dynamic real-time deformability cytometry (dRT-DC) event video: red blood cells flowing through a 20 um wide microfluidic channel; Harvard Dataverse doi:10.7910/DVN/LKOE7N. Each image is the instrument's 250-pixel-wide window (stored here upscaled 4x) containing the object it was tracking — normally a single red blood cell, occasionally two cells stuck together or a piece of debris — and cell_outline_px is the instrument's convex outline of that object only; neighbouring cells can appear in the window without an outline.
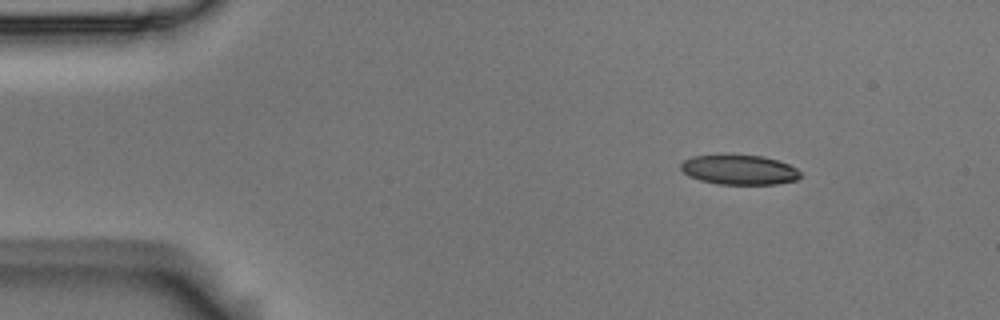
{"species": "Egyptian fruit bat (a non-hibernating species)", "species_latin": "Rousettus aegyptiacus", "temperature_condition": "room temperature", "stored_images_in_passage": 3, "camera_frame_rate_fps": 3000, "um_per_image_px": 0.085, "animal": {"sex": "male"}, "frame": {"image": 1, "passage_image": 1, "time_ms": 0.0, "image_size_px": [1000, 320], "cell_outline_px": [[800, 176], [796, 180], [776, 184], [716, 184], [700, 180], [688, 176], [680, 168], [680, 164], [684, 160], [692, 156], [720, 152], [724, 152], [764, 156], [788, 164], [796, 168], [800, 172]], "centroid_in_image_um": [62.77, 14.38], "position_along_channel_um": 22.2, "area_um2": 21.5}}